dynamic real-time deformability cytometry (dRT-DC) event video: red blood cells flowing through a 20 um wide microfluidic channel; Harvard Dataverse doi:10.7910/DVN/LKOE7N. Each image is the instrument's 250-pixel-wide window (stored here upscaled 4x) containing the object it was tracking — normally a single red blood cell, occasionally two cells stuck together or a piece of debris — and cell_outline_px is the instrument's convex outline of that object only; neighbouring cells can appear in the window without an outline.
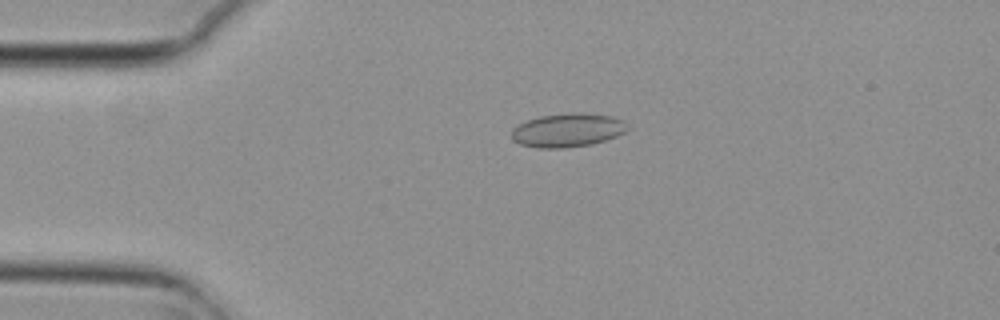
{"species": "common noctule bat (a hibernating species)", "species_latin": "Nyctalus noctula", "temperature_condition": "cold", "stored_images_in_passage": 4, "camera_frame_rate_fps": 3000, "um_per_image_px": 0.085, "animal": {"sex": "female", "body_mass_g": 29.2, "forearm_length_mm": 56.3}, "frame": {"image": 1, "passage_image": 3, "time_ms": 0.667, "image_size_px": [1000, 320], "cell_outline_px": [[628, 128], [624, 132], [616, 136], [592, 144], [568, 148], [536, 148], [520, 144], [512, 140], [512, 128], [528, 120], [540, 116], [612, 116], [624, 120]], "centroid_in_image_um": [48.2, 11.14], "position_along_channel_um": 36.8, "area_um2": 21.68}}